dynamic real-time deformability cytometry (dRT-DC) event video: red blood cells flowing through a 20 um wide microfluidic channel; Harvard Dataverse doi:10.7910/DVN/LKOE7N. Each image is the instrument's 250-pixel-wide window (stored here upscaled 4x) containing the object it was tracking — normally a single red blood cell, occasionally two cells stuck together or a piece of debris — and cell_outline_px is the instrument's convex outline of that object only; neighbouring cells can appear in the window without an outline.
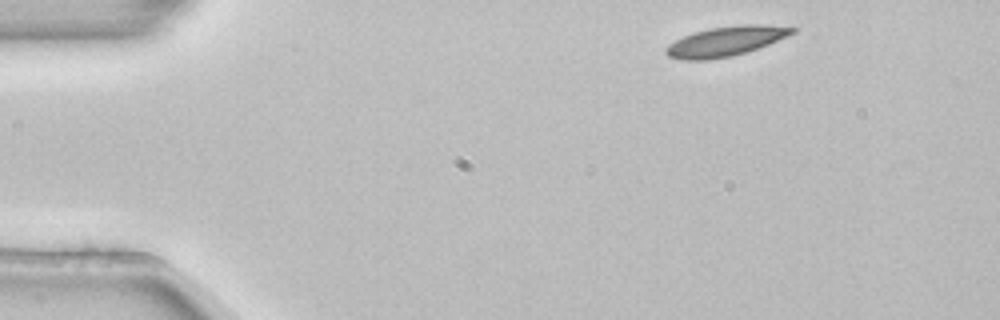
{"species": "common noctule bat (a hibernating species)", "species_latin": "Nyctalus noctula", "temperature_condition": "room temperature", "stored_images_in_passage": 3, "camera_frame_rate_fps": 3000, "um_per_image_px": 0.085, "animal": {"sex": "female", "body_mass_g": 22.7, "forearm_length_mm": 54.2}, "frame": {"image": 1, "passage_image": 1, "time_ms": 0.0, "image_size_px": [1000, 320], "cell_outline_px": [[796, 32], [768, 44], [748, 52], [732, 56], [704, 60], [680, 60], [668, 56], [664, 52], [664, 48], [668, 44], [692, 32], [708, 28], [740, 24], [764, 24], [796, 28]], "centroid_in_image_um": [61.65, 3.5], "position_along_channel_um": 23.3, "area_um2": 22.02}}
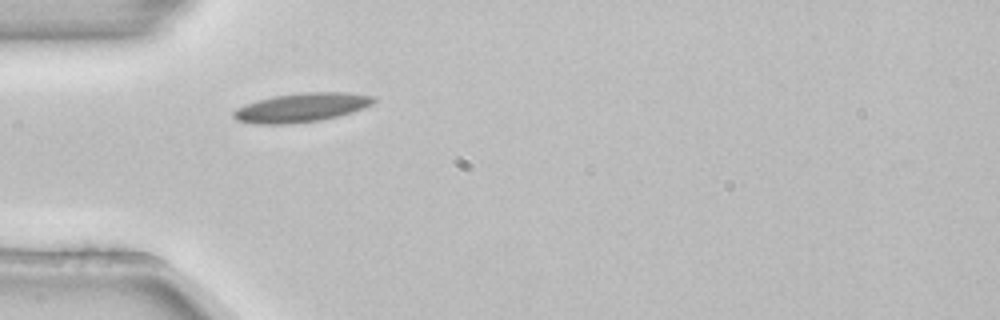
{"frame": {"image": 2, "passage_image": 3, "time_ms": 0.667, "image_size_px": [1000, 320], "cell_outline_px": [[376, 100], [372, 104], [364, 108], [352, 112], [320, 120], [292, 124], [252, 124], [236, 120], [232, 116], [232, 112], [236, 108], [244, 104], [256, 100], [276, 96], [304, 92], [344, 92], [376, 96]], "centroid_in_image_um": [25.59, 9.14], "position_along_channel_um": 59.4, "area_um2": 23.81}}